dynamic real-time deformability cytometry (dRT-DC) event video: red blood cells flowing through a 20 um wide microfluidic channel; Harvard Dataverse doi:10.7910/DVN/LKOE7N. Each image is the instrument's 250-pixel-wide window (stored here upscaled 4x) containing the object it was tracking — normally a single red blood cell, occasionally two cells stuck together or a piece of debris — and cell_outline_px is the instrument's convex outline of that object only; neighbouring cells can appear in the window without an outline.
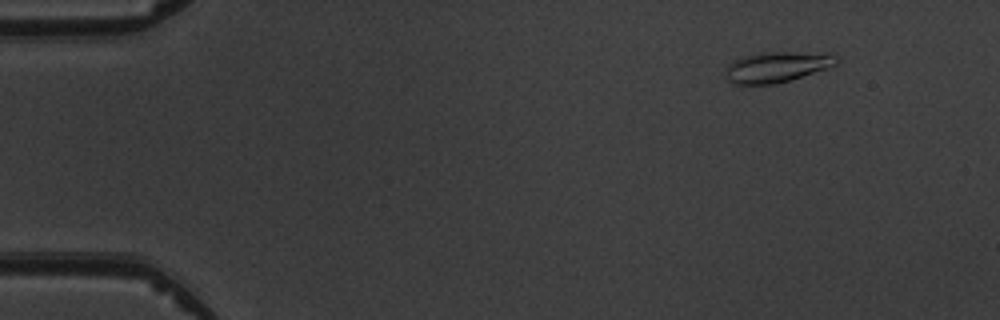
{"species": "common noctule bat (a hibernating species)", "species_latin": "Nyctalus noctula", "temperature_condition": "warm", "stored_images_in_passage": 4, "camera_frame_rate_fps": 3000, "um_per_image_px": 0.085, "animal": {"sex": "male", "body_mass_g": 19.5, "forearm_length_mm": 54.6}, "frame": {"image": 1, "passage_image": 4, "time_ms": 3.667, "image_size_px": [1000, 320], "cell_outline_px": [[840, 60], [836, 64], [828, 68], [788, 80], [772, 84], [736, 84], [728, 80], [724, 76], [724, 72], [728, 64], [744, 56], [756, 52], [828, 52], [836, 56]], "centroid_in_image_um": [66.05, 5.67], "position_along_channel_um": 19.0, "area_um2": 19.88}}